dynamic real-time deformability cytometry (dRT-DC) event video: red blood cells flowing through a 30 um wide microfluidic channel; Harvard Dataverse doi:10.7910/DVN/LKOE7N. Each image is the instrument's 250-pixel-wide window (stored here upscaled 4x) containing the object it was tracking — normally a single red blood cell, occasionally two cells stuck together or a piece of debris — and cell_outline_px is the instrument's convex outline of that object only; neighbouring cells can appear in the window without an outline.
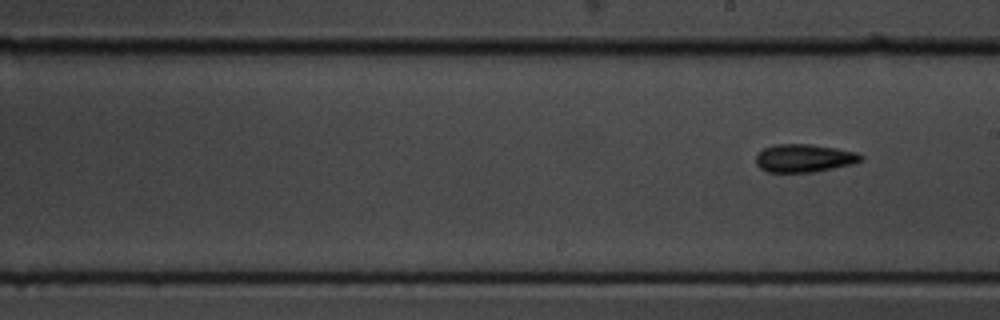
{"species": "common noctule bat (a hibernating species)", "species_latin": "Nyctalus noctula", "temperature_condition": "cold", "stored_images_in_passage": 9, "segment_of_instrument_passage": [2, 2], "camera_frame_rate_fps": 3000, "um_per_image_px": 0.085, "animal": {"sex": "male", "body_mass_g": 19.5, "forearm_length_mm": 54.6}, "frame": {"image": 1, "passage_image": 9, "time_ms": 2.667, "image_size_px": [1000, 320], "cell_outline_px": [[864, 160], [852, 164], [816, 172], [768, 172], [760, 168], [756, 164], [756, 156], [764, 148], [776, 144], [808, 144], [836, 148], [856, 152], [864, 156]], "centroid_in_image_um": [68.38, 13.45], "position_along_channel_um": 220.6, "area_um2": 17.17}}